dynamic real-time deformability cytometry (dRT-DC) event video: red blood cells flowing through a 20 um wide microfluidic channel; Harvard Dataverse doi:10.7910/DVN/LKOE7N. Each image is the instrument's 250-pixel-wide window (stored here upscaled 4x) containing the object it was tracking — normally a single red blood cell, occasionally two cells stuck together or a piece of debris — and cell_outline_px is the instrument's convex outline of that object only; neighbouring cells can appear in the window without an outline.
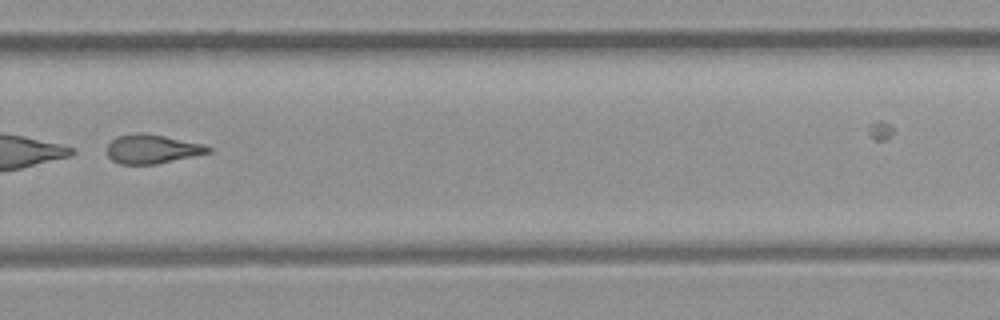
{"species": "common noctule bat (a hibernating species)", "species_latin": "Nyctalus noctula", "temperature_condition": "room temperature", "stored_images_in_passage": 41, "camera_frame_rate_fps": 3000, "um_per_image_px": 0.085, "animal": {"sex": "female", "body_mass_g": 21.9}, "frame": {"image": 1, "passage_image": 35, "time_ms": 11.333, "image_size_px": [1000, 320], "cell_outline_px": [[212, 152], [156, 164], [120, 164], [112, 160], [108, 156], [108, 144], [116, 136], [136, 132], [144, 132], [164, 136], [200, 144], [212, 148]], "centroid_in_image_um": [12.89, 12.66], "position_along_channel_um": 316.9, "area_um2": 16.99}}